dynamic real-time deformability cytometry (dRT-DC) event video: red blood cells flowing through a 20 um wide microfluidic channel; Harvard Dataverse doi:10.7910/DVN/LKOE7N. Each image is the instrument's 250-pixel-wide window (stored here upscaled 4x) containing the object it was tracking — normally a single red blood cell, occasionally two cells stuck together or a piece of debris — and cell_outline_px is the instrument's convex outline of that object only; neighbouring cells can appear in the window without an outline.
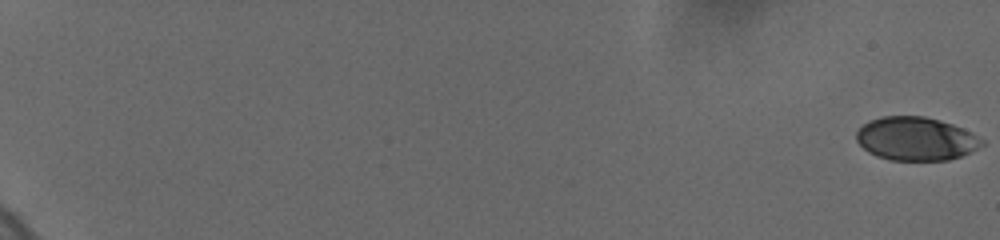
{"species": "human", "species_latin": "Homo sapiens", "temperature_condition": "cold", "stored_images_in_passage": 130, "camera_frame_rate_fps": 3000, "um_per_image_px": 0.085, "donor": {"sex": "female"}, "frame": {"image": 1, "passage_image": 1, "time_ms": 0.0, "image_size_px": [1000, 240], "cell_outline_px": [[984, 144], [960, 156], [948, 160], [888, 160], [876, 156], [868, 152], [856, 140], [856, 132], [868, 120], [884, 116], [924, 116], [940, 120], [952, 124], [972, 132], [984, 140]], "centroid_in_image_um": [77.83, 11.79], "position_along_channel_um": 7.2, "area_um2": 31.73}}
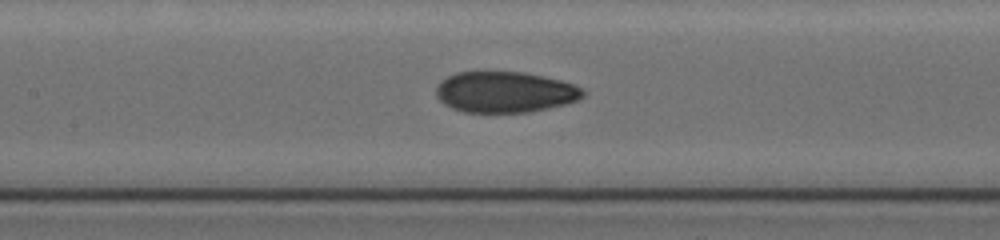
{"frame": {"image": 2, "passage_image": 77, "time_ms": 10.667, "image_size_px": [1000, 240], "cell_outline_px": [[588, 92], [584, 96], [576, 100], [564, 104], [548, 108], [528, 112], [464, 112], [452, 108], [444, 104], [436, 96], [436, 88], [440, 80], [456, 72], [480, 68], [484, 68], [524, 72], [560, 80], [572, 84]], "centroid_in_image_um": [42.85, 7.77], "position_along_channel_um": 164.5, "area_um2": 36.01}}
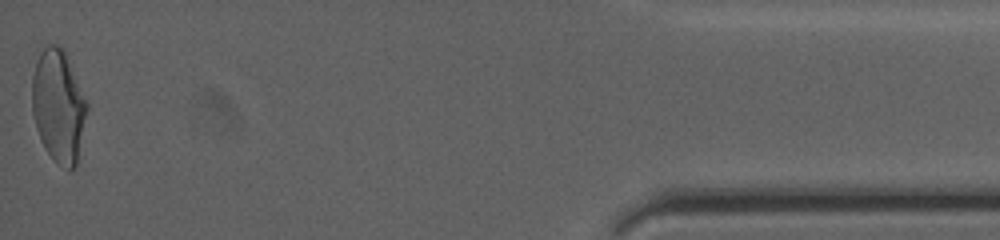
{"frame": {"image": 3, "passage_image": 129, "time_ms": 19.667, "image_size_px": [1000, 240], "cell_outline_px": [[88, 108], [76, 164], [68, 172], [56, 164], [52, 160], [44, 148], [40, 140], [36, 128], [32, 112], [32, 76], [36, 60], [40, 52], [48, 44], [56, 44], [64, 48], [88, 104]], "centroid_in_image_um": [4.95, 9.02], "position_along_channel_um": 430.2, "area_um2": 36.41}, "authors_computed_cell_mechanics": {"area_um2": 34.7667, "velocity_mm_per_s": 3.7049, "shape_relaxation_time_tau1_ms": 7.0065, "shape_relaxation_time_tau2_ms": 1.3217, "deformation_change_tau1": 0.1788, "deformation_change_tau2": 0.0665}}